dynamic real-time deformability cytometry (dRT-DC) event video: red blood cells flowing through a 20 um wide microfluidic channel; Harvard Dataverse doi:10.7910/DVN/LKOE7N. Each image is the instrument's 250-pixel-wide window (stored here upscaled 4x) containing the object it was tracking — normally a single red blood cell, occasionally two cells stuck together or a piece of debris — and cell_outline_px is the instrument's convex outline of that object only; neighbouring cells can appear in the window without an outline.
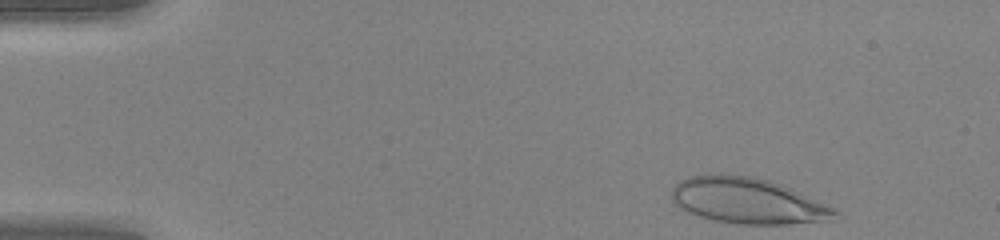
{"species": "human", "species_latin": "Homo sapiens", "temperature_condition": "warm", "stored_images_in_passage": 44, "camera_frame_rate_fps": 3000, "um_per_image_px": 0.085, "donor": {"sex": "female"}, "frame": {"image": 1, "passage_image": 1, "time_ms": 0.0, "image_size_px": [1000, 240], "cell_outline_px": [[840, 212], [832, 220], [788, 224], [736, 224], [712, 220], [688, 212], [680, 208], [672, 200], [672, 188], [680, 180], [688, 176], [708, 172], [720, 172], [756, 176], [792, 188], [836, 208]], "centroid_in_image_um": [63.54, 17.03], "position_along_channel_um": 21.5, "area_um2": 44.51}}
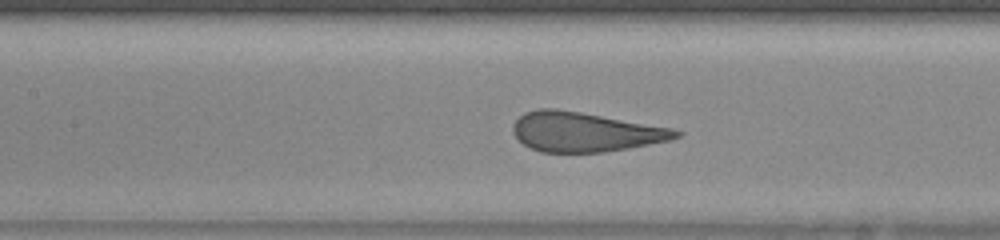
{"frame": {"image": 2, "passage_image": 18, "time_ms": 5.667, "image_size_px": [1000, 240], "cell_outline_px": [[684, 132], [680, 136], [672, 140], [628, 148], [600, 152], [540, 152], [524, 144], [512, 132], [512, 124], [524, 112], [536, 108], [556, 108], [580, 112], [672, 128]], "centroid_in_image_um": [49.71, 11.2], "position_along_channel_um": 157.7, "area_um2": 37.45}}
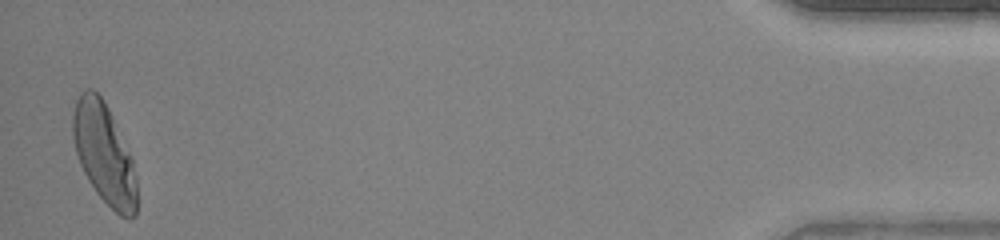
{"frame": {"image": 3, "passage_image": 43, "time_ms": 14.0, "image_size_px": [1000, 240], "cell_outline_px": [[136, 216], [128, 220], [120, 216], [96, 192], [88, 180], [80, 164], [76, 152], [72, 136], [72, 112], [76, 100], [80, 92], [84, 88], [92, 88], [104, 100], [112, 116], [132, 160], [136, 180]], "centroid_in_image_um": [8.82, 13.04], "position_along_channel_um": 426.4, "area_um2": 37.22}, "authors_computed_cell_mechanics": {"area_um2": 37.4255, "velocity_mm_per_s": 4.229, "shape_relaxation_time_tau1_ms": 3.5755, "shape_relaxation_time_tau2_ms": null, "deformation_change_tau1": 0.2061, "deformation_change_tau2": null}}